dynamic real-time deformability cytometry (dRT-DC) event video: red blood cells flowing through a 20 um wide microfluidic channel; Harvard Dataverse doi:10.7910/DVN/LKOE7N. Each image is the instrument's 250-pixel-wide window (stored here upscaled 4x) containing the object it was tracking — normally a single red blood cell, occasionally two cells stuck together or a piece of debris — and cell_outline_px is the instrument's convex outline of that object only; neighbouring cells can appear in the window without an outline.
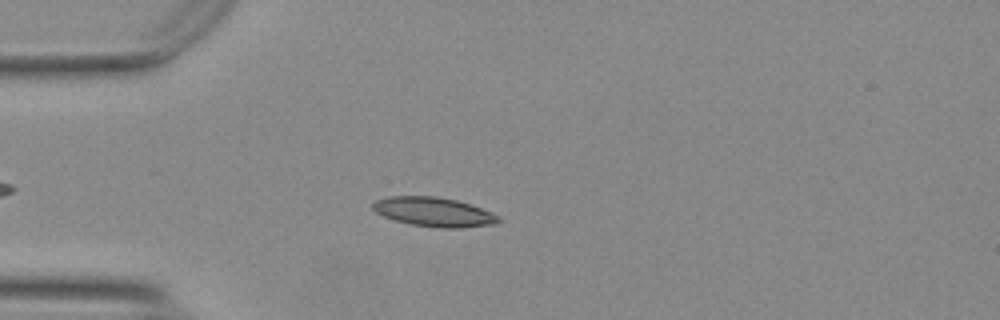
{"species": "Egyptian fruit bat (a non-hibernating species)", "species_latin": "Rousettus aegyptiacus", "temperature_condition": "warm", "stored_images_in_passage": 50, "camera_frame_rate_fps": 3000, "um_per_image_px": 0.085, "animal": {"sex": "female"}, "frame": {"image": 1, "passage_image": 10, "time_ms": 3.0, "image_size_px": [1000, 320], "cell_outline_px": [[500, 220], [496, 224], [460, 228], [440, 228], [412, 224], [396, 220], [384, 216], [376, 212], [372, 208], [372, 204], [376, 200], [388, 196], [436, 196], [456, 200], [492, 212], [500, 216]], "centroid_in_image_um": [36.89, 18.01], "position_along_channel_um": 48.1, "area_um2": 21.33}}
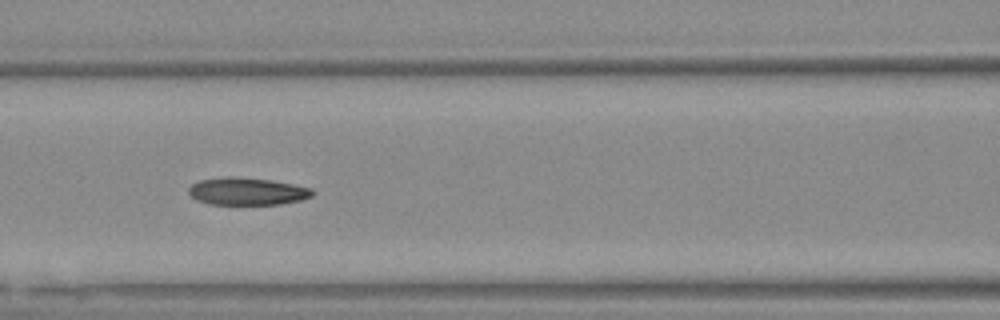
{"frame": {"image": 2, "passage_image": 19, "time_ms": 6.0, "image_size_px": [1000, 320], "cell_outline_px": [[316, 192], [312, 196], [300, 200], [280, 204], [208, 204], [196, 200], [188, 192], [188, 188], [192, 184], [200, 180], [228, 176], [232, 176], [272, 180], [312, 188]], "centroid_in_image_um": [21.01, 16.26], "position_along_channel_um": 145.6, "area_um2": 19.83}}
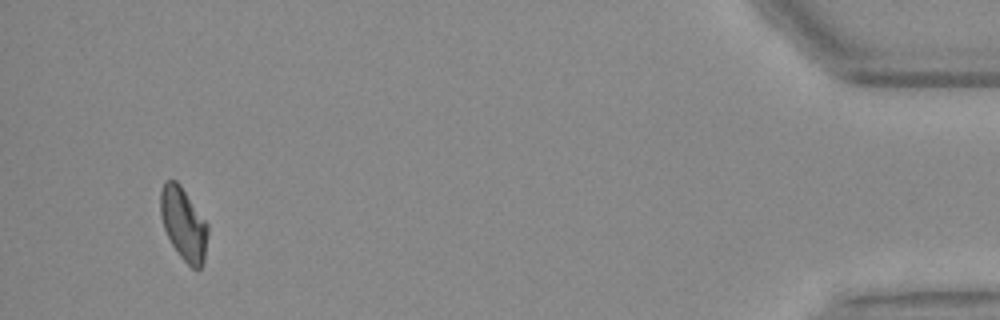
{"frame": {"image": 3, "passage_image": 47, "time_ms": 15.333, "image_size_px": [1000, 320], "cell_outline_px": [[208, 232], [204, 260], [200, 268], [196, 272], [180, 256], [172, 244], [164, 228], [160, 216], [160, 192], [164, 180], [176, 180], [180, 184], [208, 224]], "centroid_in_image_um": [15.6, 19.02], "position_along_channel_um": 419.6, "area_um2": 20.06}, "authors_computed_cell_mechanics": {"area_um2": 20.1433, "velocity_mm_per_s": 3.7541, "shape_relaxation_time_tau1_ms": null, "shape_relaxation_time_tau2_ms": 9.7024, "deformation_change_tau1": null, "deformation_change_tau2": 0.1595}}